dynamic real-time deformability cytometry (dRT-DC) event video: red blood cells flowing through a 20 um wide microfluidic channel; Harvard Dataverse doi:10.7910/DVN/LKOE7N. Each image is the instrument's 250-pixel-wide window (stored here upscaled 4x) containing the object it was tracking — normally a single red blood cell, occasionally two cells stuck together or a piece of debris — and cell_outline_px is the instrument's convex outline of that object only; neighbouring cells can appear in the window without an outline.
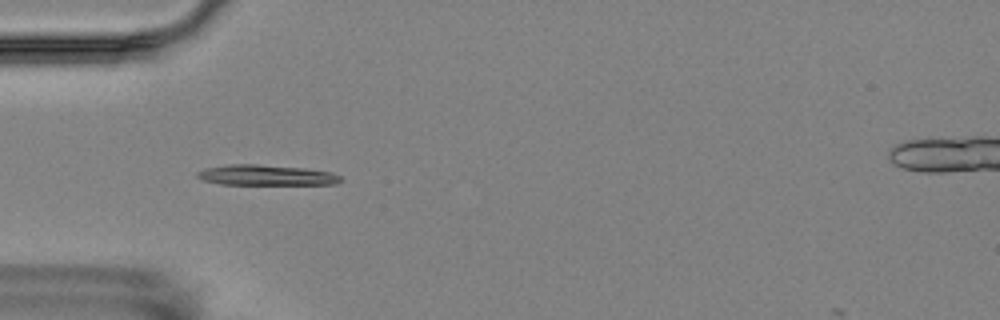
{"species": "Egyptian fruit bat (a non-hibernating species)", "species_latin": "Rousettus aegyptiacus", "temperature_condition": "room temperature", "stored_images_in_passage": 6, "camera_frame_rate_fps": 3000, "um_per_image_px": 0.085, "animal": {"sex": "female"}, "frame": {"image": 1, "passage_image": 1, "time_ms": 0.0, "image_size_px": [1000, 320], "cell_outline_px": [[344, 180], [336, 184], [220, 184], [200, 180], [196, 176], [196, 172], [204, 168], [228, 164], [256, 164], [304, 168], [332, 172], [340, 176]], "centroid_in_image_um": [22.59, 14.88], "position_along_channel_um": 62.4, "area_um2": 17.22}}
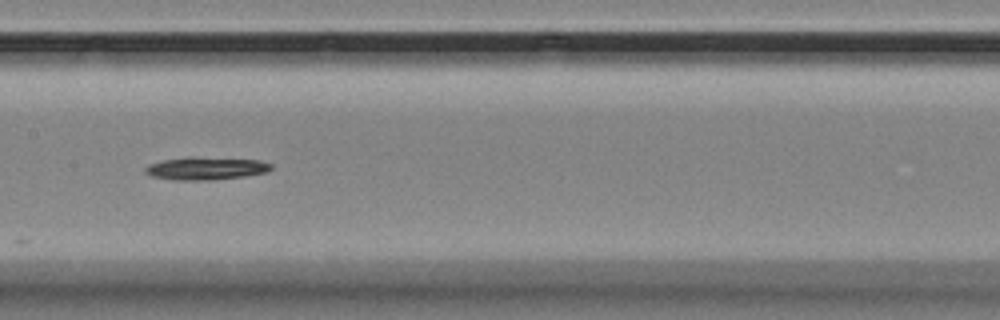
{"frame": {"image": 2, "passage_image": 4, "time_ms": 3.667, "image_size_px": [1000, 320], "cell_outline_px": [[272, 168], [268, 172], [244, 176], [212, 180], [172, 180], [152, 176], [144, 172], [144, 168], [148, 164], [164, 160], [188, 156], [260, 160], [272, 164]], "centroid_in_image_um": [17.49, 14.31], "position_along_channel_um": 189.9, "area_um2": 16.88}}
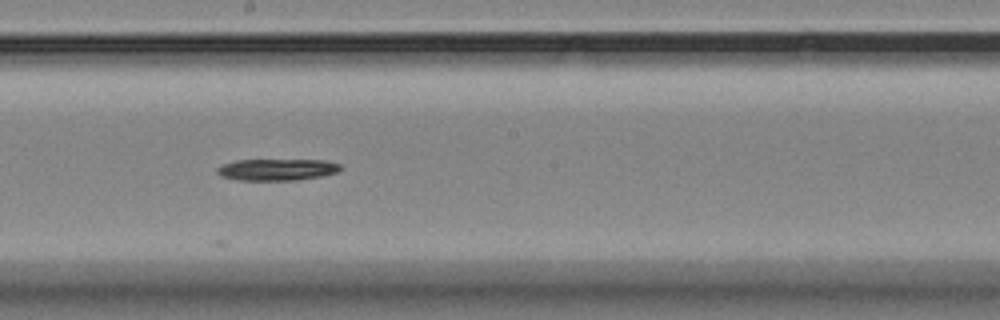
{"frame": {"image": 3, "passage_image": 5, "time_ms": 4.667, "image_size_px": [1000, 320], "cell_outline_px": [[344, 168], [336, 172], [320, 176], [296, 180], [236, 180], [220, 176], [216, 172], [216, 168], [224, 164], [236, 160], [324, 160], [340, 164]], "centroid_in_image_um": [23.53, 14.41], "position_along_channel_um": 224.7, "area_um2": 15.55}}